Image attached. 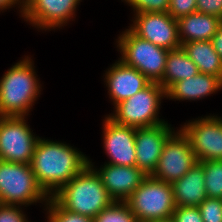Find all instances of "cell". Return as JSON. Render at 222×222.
<instances>
[{"label":"cell","mask_w":222,"mask_h":222,"mask_svg":"<svg viewBox=\"0 0 222 222\" xmlns=\"http://www.w3.org/2000/svg\"><path fill=\"white\" fill-rule=\"evenodd\" d=\"M88 164V157L69 144L39 138L30 165L38 184L52 197Z\"/></svg>","instance_id":"6da1fadb"},{"label":"cell","mask_w":222,"mask_h":222,"mask_svg":"<svg viewBox=\"0 0 222 222\" xmlns=\"http://www.w3.org/2000/svg\"><path fill=\"white\" fill-rule=\"evenodd\" d=\"M40 86L33 60L25 56L0 79V116L29 115L41 94Z\"/></svg>","instance_id":"7a4b0ae2"},{"label":"cell","mask_w":222,"mask_h":222,"mask_svg":"<svg viewBox=\"0 0 222 222\" xmlns=\"http://www.w3.org/2000/svg\"><path fill=\"white\" fill-rule=\"evenodd\" d=\"M52 198L67 211L93 219L113 202L99 175L89 164Z\"/></svg>","instance_id":"3957f363"},{"label":"cell","mask_w":222,"mask_h":222,"mask_svg":"<svg viewBox=\"0 0 222 222\" xmlns=\"http://www.w3.org/2000/svg\"><path fill=\"white\" fill-rule=\"evenodd\" d=\"M49 198L30 164L0 160V204L27 207L37 202L46 204Z\"/></svg>","instance_id":"277c9868"},{"label":"cell","mask_w":222,"mask_h":222,"mask_svg":"<svg viewBox=\"0 0 222 222\" xmlns=\"http://www.w3.org/2000/svg\"><path fill=\"white\" fill-rule=\"evenodd\" d=\"M119 58L141 72L150 82L160 83L166 67L168 49L139 38L129 28L118 36Z\"/></svg>","instance_id":"5b68a950"},{"label":"cell","mask_w":222,"mask_h":222,"mask_svg":"<svg viewBox=\"0 0 222 222\" xmlns=\"http://www.w3.org/2000/svg\"><path fill=\"white\" fill-rule=\"evenodd\" d=\"M163 98H166L165 89L159 83L150 82L132 97L116 104L114 112L107 116L120 125L134 128L165 123L158 116Z\"/></svg>","instance_id":"8992f818"},{"label":"cell","mask_w":222,"mask_h":222,"mask_svg":"<svg viewBox=\"0 0 222 222\" xmlns=\"http://www.w3.org/2000/svg\"><path fill=\"white\" fill-rule=\"evenodd\" d=\"M125 202L138 222L169 219L176 208L171 184L151 175Z\"/></svg>","instance_id":"52a82bcc"},{"label":"cell","mask_w":222,"mask_h":222,"mask_svg":"<svg viewBox=\"0 0 222 222\" xmlns=\"http://www.w3.org/2000/svg\"><path fill=\"white\" fill-rule=\"evenodd\" d=\"M25 118L0 116V160L31 164L40 137L33 135Z\"/></svg>","instance_id":"ba28073f"},{"label":"cell","mask_w":222,"mask_h":222,"mask_svg":"<svg viewBox=\"0 0 222 222\" xmlns=\"http://www.w3.org/2000/svg\"><path fill=\"white\" fill-rule=\"evenodd\" d=\"M197 162L198 159L188 138L179 129L165 142L156 170L151 176L172 184L184 176Z\"/></svg>","instance_id":"9c48e42d"},{"label":"cell","mask_w":222,"mask_h":222,"mask_svg":"<svg viewBox=\"0 0 222 222\" xmlns=\"http://www.w3.org/2000/svg\"><path fill=\"white\" fill-rule=\"evenodd\" d=\"M196 118L181 126L198 162L222 160V118L217 115Z\"/></svg>","instance_id":"30bf717a"},{"label":"cell","mask_w":222,"mask_h":222,"mask_svg":"<svg viewBox=\"0 0 222 222\" xmlns=\"http://www.w3.org/2000/svg\"><path fill=\"white\" fill-rule=\"evenodd\" d=\"M134 16L129 29L139 38L168 50L182 46L178 22L168 12H142Z\"/></svg>","instance_id":"8fae6325"},{"label":"cell","mask_w":222,"mask_h":222,"mask_svg":"<svg viewBox=\"0 0 222 222\" xmlns=\"http://www.w3.org/2000/svg\"><path fill=\"white\" fill-rule=\"evenodd\" d=\"M81 0H24L23 18L42 30L64 27Z\"/></svg>","instance_id":"7c38bea8"},{"label":"cell","mask_w":222,"mask_h":222,"mask_svg":"<svg viewBox=\"0 0 222 222\" xmlns=\"http://www.w3.org/2000/svg\"><path fill=\"white\" fill-rule=\"evenodd\" d=\"M167 122L150 127L136 128V166L147 176L156 170L167 139L175 132Z\"/></svg>","instance_id":"4fadbf2b"},{"label":"cell","mask_w":222,"mask_h":222,"mask_svg":"<svg viewBox=\"0 0 222 222\" xmlns=\"http://www.w3.org/2000/svg\"><path fill=\"white\" fill-rule=\"evenodd\" d=\"M103 129L104 150L110 159L107 163L120 166H136V128L120 125L106 116Z\"/></svg>","instance_id":"5bb4252c"},{"label":"cell","mask_w":222,"mask_h":222,"mask_svg":"<svg viewBox=\"0 0 222 222\" xmlns=\"http://www.w3.org/2000/svg\"><path fill=\"white\" fill-rule=\"evenodd\" d=\"M89 165L99 175L111 199L117 202H125L147 177L137 166L104 163V166L97 170L90 159Z\"/></svg>","instance_id":"9a60e30c"},{"label":"cell","mask_w":222,"mask_h":222,"mask_svg":"<svg viewBox=\"0 0 222 222\" xmlns=\"http://www.w3.org/2000/svg\"><path fill=\"white\" fill-rule=\"evenodd\" d=\"M105 74L104 82L114 106L132 97L150 83L141 72L120 59L112 64Z\"/></svg>","instance_id":"2e32d148"},{"label":"cell","mask_w":222,"mask_h":222,"mask_svg":"<svg viewBox=\"0 0 222 222\" xmlns=\"http://www.w3.org/2000/svg\"><path fill=\"white\" fill-rule=\"evenodd\" d=\"M171 186L176 207H198L207 198L203 165L197 162Z\"/></svg>","instance_id":"e0dca14e"},{"label":"cell","mask_w":222,"mask_h":222,"mask_svg":"<svg viewBox=\"0 0 222 222\" xmlns=\"http://www.w3.org/2000/svg\"><path fill=\"white\" fill-rule=\"evenodd\" d=\"M222 89V80L217 76L198 73L193 77L174 83L167 91L166 97L175 100L195 101L204 99Z\"/></svg>","instance_id":"ac0fdd59"},{"label":"cell","mask_w":222,"mask_h":222,"mask_svg":"<svg viewBox=\"0 0 222 222\" xmlns=\"http://www.w3.org/2000/svg\"><path fill=\"white\" fill-rule=\"evenodd\" d=\"M181 45L192 41H209L217 32L222 19L217 16L192 12L177 20Z\"/></svg>","instance_id":"d6986e66"},{"label":"cell","mask_w":222,"mask_h":222,"mask_svg":"<svg viewBox=\"0 0 222 222\" xmlns=\"http://www.w3.org/2000/svg\"><path fill=\"white\" fill-rule=\"evenodd\" d=\"M182 48L197 65L199 73L217 76L222 80V58L215 51L211 40L187 42Z\"/></svg>","instance_id":"ffe728a7"},{"label":"cell","mask_w":222,"mask_h":222,"mask_svg":"<svg viewBox=\"0 0 222 222\" xmlns=\"http://www.w3.org/2000/svg\"><path fill=\"white\" fill-rule=\"evenodd\" d=\"M199 73L197 65L182 48L169 50L163 78L159 83L167 91L174 83Z\"/></svg>","instance_id":"44dd1931"},{"label":"cell","mask_w":222,"mask_h":222,"mask_svg":"<svg viewBox=\"0 0 222 222\" xmlns=\"http://www.w3.org/2000/svg\"><path fill=\"white\" fill-rule=\"evenodd\" d=\"M204 167L207 197L222 199V160L200 161Z\"/></svg>","instance_id":"7402d4cb"},{"label":"cell","mask_w":222,"mask_h":222,"mask_svg":"<svg viewBox=\"0 0 222 222\" xmlns=\"http://www.w3.org/2000/svg\"><path fill=\"white\" fill-rule=\"evenodd\" d=\"M94 222H138L126 202L113 201L93 219Z\"/></svg>","instance_id":"603a6c76"},{"label":"cell","mask_w":222,"mask_h":222,"mask_svg":"<svg viewBox=\"0 0 222 222\" xmlns=\"http://www.w3.org/2000/svg\"><path fill=\"white\" fill-rule=\"evenodd\" d=\"M47 222H94L93 218L67 211L61 207L52 197L46 203Z\"/></svg>","instance_id":"cb8c5ba5"},{"label":"cell","mask_w":222,"mask_h":222,"mask_svg":"<svg viewBox=\"0 0 222 222\" xmlns=\"http://www.w3.org/2000/svg\"><path fill=\"white\" fill-rule=\"evenodd\" d=\"M198 209L203 222H222V199L207 197Z\"/></svg>","instance_id":"d4e9b609"},{"label":"cell","mask_w":222,"mask_h":222,"mask_svg":"<svg viewBox=\"0 0 222 222\" xmlns=\"http://www.w3.org/2000/svg\"><path fill=\"white\" fill-rule=\"evenodd\" d=\"M135 14L142 12H168L170 0H123Z\"/></svg>","instance_id":"484cf974"},{"label":"cell","mask_w":222,"mask_h":222,"mask_svg":"<svg viewBox=\"0 0 222 222\" xmlns=\"http://www.w3.org/2000/svg\"><path fill=\"white\" fill-rule=\"evenodd\" d=\"M196 0H170L168 14L178 20L183 16H187L197 11Z\"/></svg>","instance_id":"4316f807"},{"label":"cell","mask_w":222,"mask_h":222,"mask_svg":"<svg viewBox=\"0 0 222 222\" xmlns=\"http://www.w3.org/2000/svg\"><path fill=\"white\" fill-rule=\"evenodd\" d=\"M171 219L173 222H203L200 210L193 206L176 207Z\"/></svg>","instance_id":"83f0119b"},{"label":"cell","mask_w":222,"mask_h":222,"mask_svg":"<svg viewBox=\"0 0 222 222\" xmlns=\"http://www.w3.org/2000/svg\"><path fill=\"white\" fill-rule=\"evenodd\" d=\"M18 205L0 204V222H29Z\"/></svg>","instance_id":"f1b7e54d"},{"label":"cell","mask_w":222,"mask_h":222,"mask_svg":"<svg viewBox=\"0 0 222 222\" xmlns=\"http://www.w3.org/2000/svg\"><path fill=\"white\" fill-rule=\"evenodd\" d=\"M197 11L222 19V0H196Z\"/></svg>","instance_id":"f546056e"},{"label":"cell","mask_w":222,"mask_h":222,"mask_svg":"<svg viewBox=\"0 0 222 222\" xmlns=\"http://www.w3.org/2000/svg\"><path fill=\"white\" fill-rule=\"evenodd\" d=\"M211 42L215 51L222 58V23L220 24L217 32L212 37Z\"/></svg>","instance_id":"4dcf8cb0"},{"label":"cell","mask_w":222,"mask_h":222,"mask_svg":"<svg viewBox=\"0 0 222 222\" xmlns=\"http://www.w3.org/2000/svg\"><path fill=\"white\" fill-rule=\"evenodd\" d=\"M15 4H16V6L18 5L19 8L21 7L20 13H21V16H23L24 0H0V11L3 12L4 10L11 8L12 6L15 7Z\"/></svg>","instance_id":"1f68e13d"},{"label":"cell","mask_w":222,"mask_h":222,"mask_svg":"<svg viewBox=\"0 0 222 222\" xmlns=\"http://www.w3.org/2000/svg\"><path fill=\"white\" fill-rule=\"evenodd\" d=\"M145 222H173L171 218L165 220H150Z\"/></svg>","instance_id":"d6a6232c"}]
</instances>
